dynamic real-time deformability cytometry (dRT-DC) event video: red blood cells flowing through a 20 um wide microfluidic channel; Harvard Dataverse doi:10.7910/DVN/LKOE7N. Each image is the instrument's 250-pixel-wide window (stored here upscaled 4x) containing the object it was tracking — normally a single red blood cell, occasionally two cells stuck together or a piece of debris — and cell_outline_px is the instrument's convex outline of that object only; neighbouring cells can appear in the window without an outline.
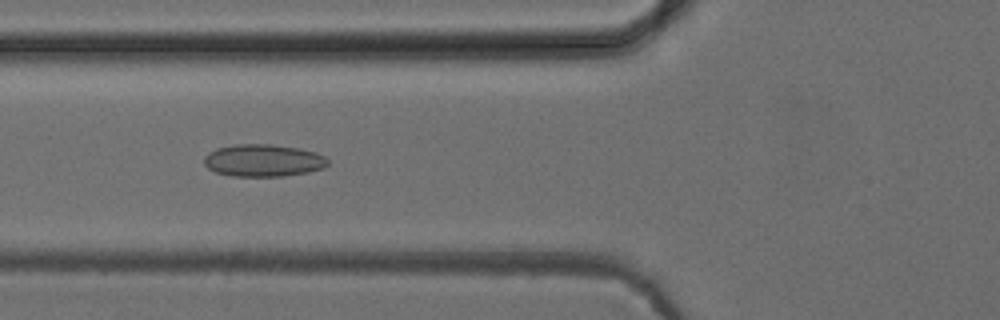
{"species": "common noctule bat (a hibernating species)", "species_latin": "Nyctalus noctula", "temperature_condition": "cold", "stored_images_in_passage": 41, "camera_frame_rate_fps": 3000, "um_per_image_px": 0.085, "animal": {"sex": "female", "body_mass_g": 24.6, "forearm_length_mm": 56.2}, "frame": {"image": 1, "passage_image": 9, "time_ms": 2.667, "image_size_px": [1000, 320], "cell_outline_px": [[328, 164], [324, 168], [308, 172], [284, 176], [232, 176], [216, 172], [208, 168], [204, 164], [204, 156], [208, 152], [216, 148], [236, 144], [272, 144], [300, 148], [316, 152], [324, 156], [328, 160]], "centroid_in_image_um": [22.38, 13.63], "position_along_channel_um": 103.4, "area_um2": 23.47}}
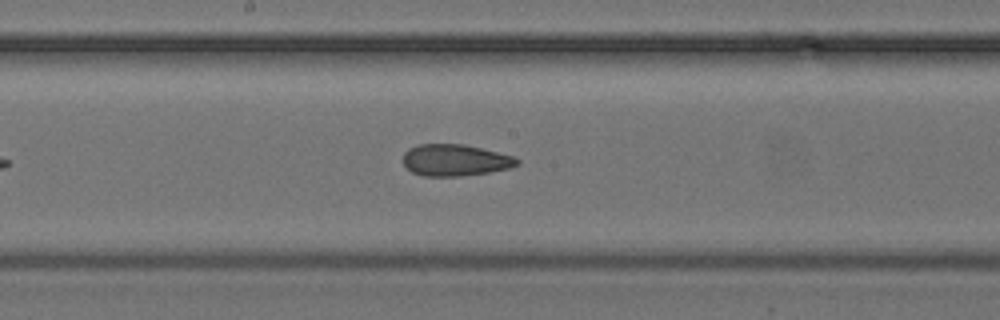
{"frame": {"image": 2, "passage_image": 17, "time_ms": 5.333, "image_size_px": [1000, 320], "cell_outline_px": [[520, 164], [512, 168], [488, 172], [460, 176], [424, 176], [412, 172], [404, 164], [404, 152], [408, 148], [420, 144], [464, 144], [512, 156], [520, 160]], "centroid_in_image_um": [38.69, 13.61], "position_along_channel_um": 209.5, "area_um2": 20.92}}
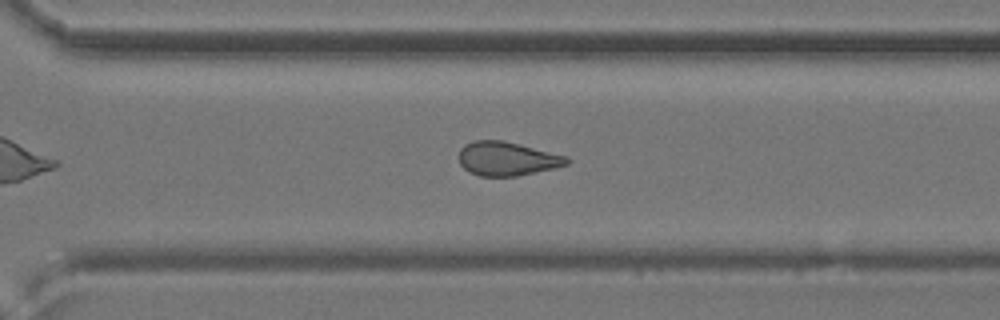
{"frame": {"image": 3, "passage_image": 26, "time_ms": 8.333, "image_size_px": [1000, 320], "cell_outline_px": [[572, 160], [568, 164], [556, 168], [516, 176], [480, 176], [468, 172], [460, 164], [460, 148], [464, 144], [472, 140], [500, 140], [520, 144], [568, 156]], "centroid_in_image_um": [43.12, 13.49], "position_along_channel_um": 327.5, "area_um2": 21.5}, "authors_computed_cell_mechanics": {"area_um2": 21.8484, "velocity_mm_per_s": 3.9557, "shape_relaxation_time_tau1_ms": null, "shape_relaxation_time_tau2_ms": 2.707, "deformation_change_tau1": null, "deformation_change_tau2": 0.1043}}